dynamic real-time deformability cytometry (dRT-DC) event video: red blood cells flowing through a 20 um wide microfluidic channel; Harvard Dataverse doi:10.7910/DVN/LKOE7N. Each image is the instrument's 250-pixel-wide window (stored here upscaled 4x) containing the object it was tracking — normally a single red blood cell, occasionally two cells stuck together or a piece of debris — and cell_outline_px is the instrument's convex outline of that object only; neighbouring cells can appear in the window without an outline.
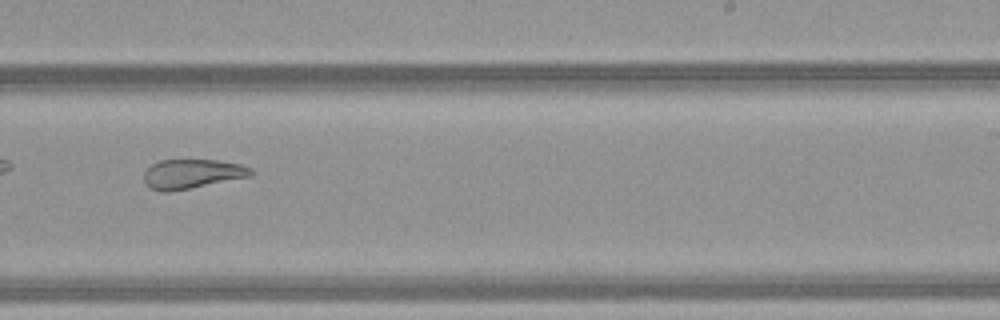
{"species": "common noctule bat (a hibernating species)", "species_latin": "Nyctalus noctula", "temperature_condition": "warm", "stored_images_in_passage": 33, "camera_frame_rate_fps": 3000, "um_per_image_px": 0.085, "animal": {"sex": "female", "body_mass_g": 21.9}, "frame": {"image": 1, "passage_image": 15, "time_ms": 4.667, "image_size_px": [1000, 320], "cell_outline_px": [[252, 176], [172, 192], [160, 192], [152, 188], [144, 180], [144, 172], [152, 164], [160, 160], [216, 160], [240, 164], [252, 168]], "centroid_in_image_um": [16.34, 14.79], "position_along_channel_um": 272.7, "area_um2": 18.32}}